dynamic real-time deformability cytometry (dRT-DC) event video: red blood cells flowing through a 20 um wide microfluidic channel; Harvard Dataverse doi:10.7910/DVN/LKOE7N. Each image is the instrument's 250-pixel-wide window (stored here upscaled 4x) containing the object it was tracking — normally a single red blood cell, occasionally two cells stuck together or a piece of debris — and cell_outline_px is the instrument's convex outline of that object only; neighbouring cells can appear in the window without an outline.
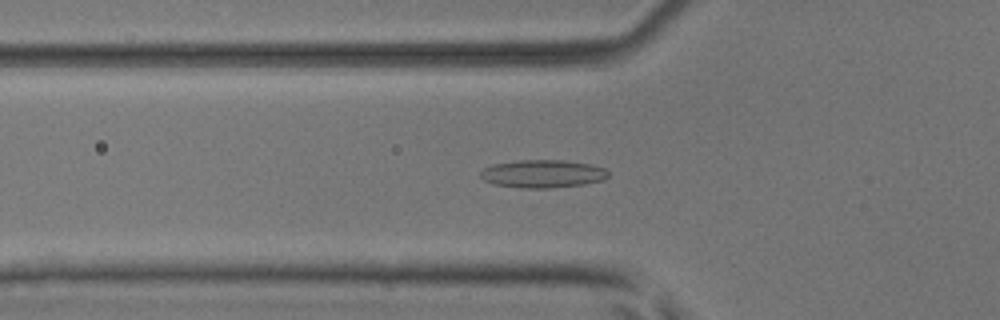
{"species": "common noctule bat (a hibernating species)", "species_latin": "Nyctalus noctula", "temperature_condition": "room temperature", "stored_images_in_passage": 52, "camera_frame_rate_fps": 3000, "um_per_image_px": 0.085, "animal": {"sex": "male", "body_mass_g": 17.9, "forearm_length_mm": 54.2}, "frame": {"image": 1, "passage_image": 18, "time_ms": 5.667, "image_size_px": [1000, 320], "cell_outline_px": [[608, 176], [604, 180], [584, 184], [548, 188], [524, 188], [496, 184], [484, 180], [480, 176], [480, 172], [484, 168], [492, 164], [520, 160], [564, 160], [588, 164], [604, 168], [608, 172]], "centroid_in_image_um": [46.13, 14.77], "position_along_channel_um": 79.7, "area_um2": 20.63}}
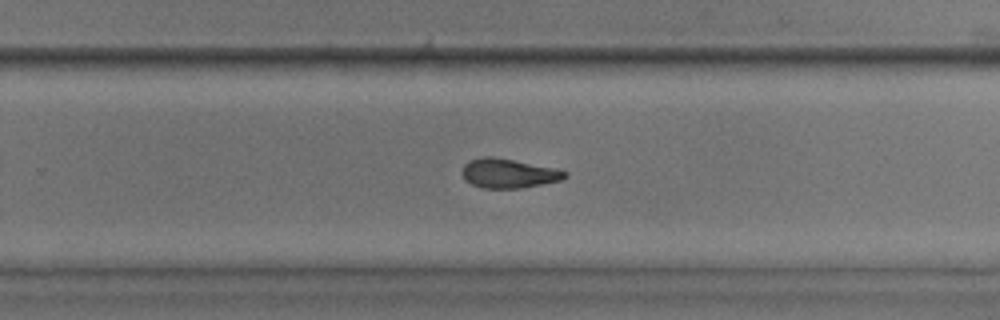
{"frame": {"image": 2, "passage_image": 34, "time_ms": 11.0, "image_size_px": [1000, 320], "cell_outline_px": [[568, 176], [560, 180], [520, 188], [480, 188], [464, 180], [460, 172], [464, 164], [468, 160], [480, 156], [492, 156], [556, 168], [568, 172]], "centroid_in_image_um": [43.16, 14.72], "position_along_channel_um": 286.6, "area_um2": 17.74}}
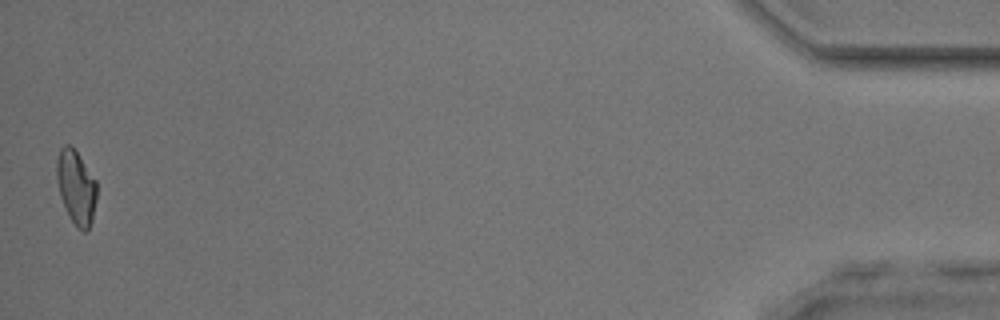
{"frame": {"image": 3, "passage_image": 52, "time_ms": 17.0, "image_size_px": [1000, 320], "cell_outline_px": [[96, 200], [92, 220], [88, 232], [84, 232], [76, 228], [60, 196], [56, 176], [56, 160], [60, 148], [64, 144], [72, 144], [96, 180]], "centroid_in_image_um": [6.47, 15.88], "position_along_channel_um": 428.7, "area_um2": 17.4}, "authors_computed_cell_mechanics": {"area_um2": 18.3515, "velocity_mm_per_s": 3.8853, "shape_relaxation_time_tau1_ms": null, "shape_relaxation_time_tau2_ms": 3.1194, "deformation_change_tau1": null, "deformation_change_tau2": 0.1112}}